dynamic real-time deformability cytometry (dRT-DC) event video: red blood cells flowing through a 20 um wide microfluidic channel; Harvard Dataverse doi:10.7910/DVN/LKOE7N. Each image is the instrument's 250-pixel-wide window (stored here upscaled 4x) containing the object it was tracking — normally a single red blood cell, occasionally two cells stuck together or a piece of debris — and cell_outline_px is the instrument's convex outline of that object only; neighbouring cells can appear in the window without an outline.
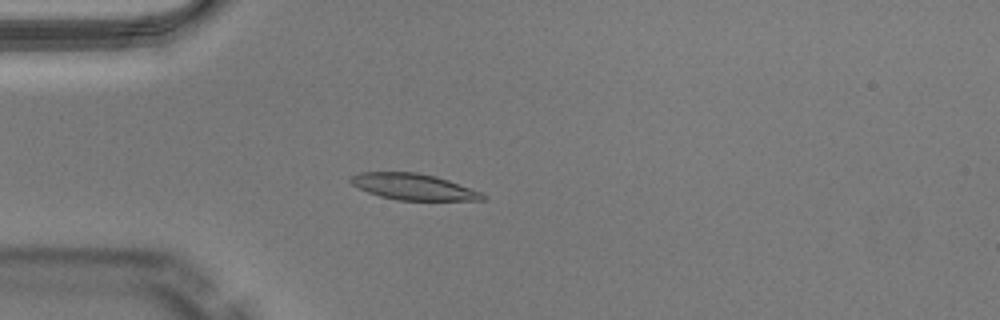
{"species": "Egyptian fruit bat (a non-hibernating species)", "species_latin": "Rousettus aegyptiacus", "temperature_condition": "warm", "stored_images_in_passage": 49, "camera_frame_rate_fps": 3000, "um_per_image_px": 0.085, "animal": {"sex": "male"}, "frame": {"image": 1, "passage_image": 13, "time_ms": 4.0, "image_size_px": [1000, 320], "cell_outline_px": [[488, 200], [396, 200], [380, 196], [368, 192], [352, 184], [348, 180], [352, 176], [360, 172], [416, 172], [436, 176], [448, 180], [480, 192], [488, 196]], "centroid_in_image_um": [35.15, 15.88], "position_along_channel_um": 49.8, "area_um2": 20.06}}
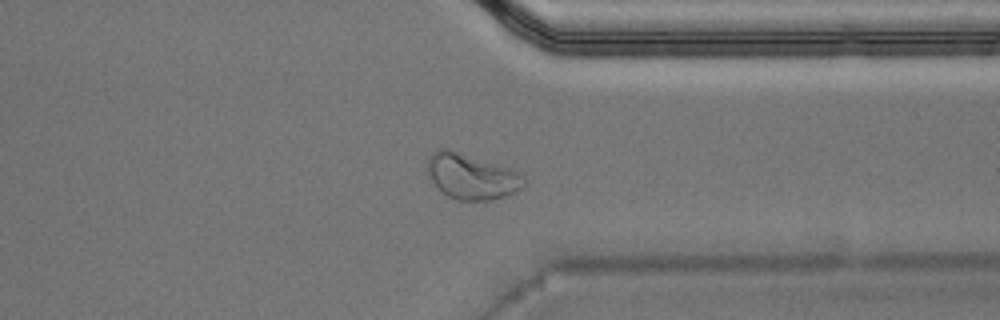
{"frame": {"image": 2, "passage_image": 38, "time_ms": 12.333, "image_size_px": [1000, 320], "cell_outline_px": [[524, 184], [516, 192], [504, 196], [488, 200], [456, 200], [448, 196], [432, 180], [428, 172], [428, 156], [436, 148], [448, 148], [520, 172], [524, 176]], "centroid_in_image_um": [40.07, 14.98], "position_along_channel_um": 371.3, "area_um2": 25.2}}
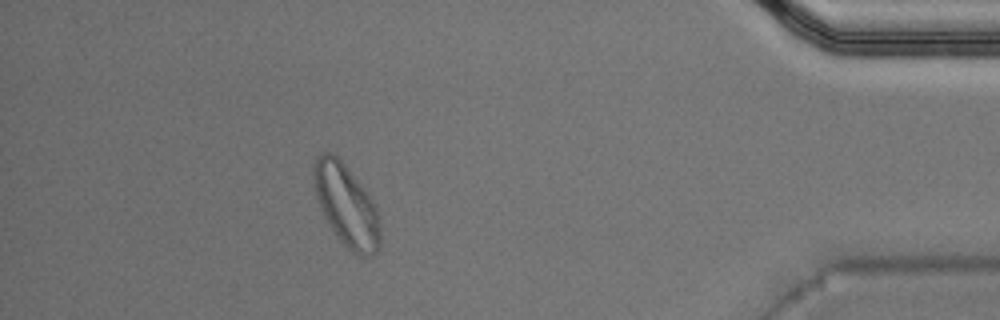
{"frame": {"image": 3, "passage_image": 44, "time_ms": 14.333, "image_size_px": [1000, 320], "cell_outline_px": [[380, 244], [376, 252], [368, 256], [360, 256], [352, 252], [344, 244], [328, 224], [324, 216], [316, 196], [312, 176], [312, 168], [316, 156], [320, 152], [332, 152], [344, 164], [364, 188], [372, 200], [376, 208], [380, 220]], "centroid_in_image_um": [29.42, 17.43], "position_along_channel_um": 405.8, "area_um2": 31.62}, "authors_computed_cell_mechanics": {"area_um2": 20.4612, "velocity_mm_per_s": 4.012, "shape_relaxation_time_tau1_ms": 5.6091, "shape_relaxation_time_tau2_ms": 3.165, "deformation_change_tau1": 0.1559, "deformation_change_tau2": 0.0861}}